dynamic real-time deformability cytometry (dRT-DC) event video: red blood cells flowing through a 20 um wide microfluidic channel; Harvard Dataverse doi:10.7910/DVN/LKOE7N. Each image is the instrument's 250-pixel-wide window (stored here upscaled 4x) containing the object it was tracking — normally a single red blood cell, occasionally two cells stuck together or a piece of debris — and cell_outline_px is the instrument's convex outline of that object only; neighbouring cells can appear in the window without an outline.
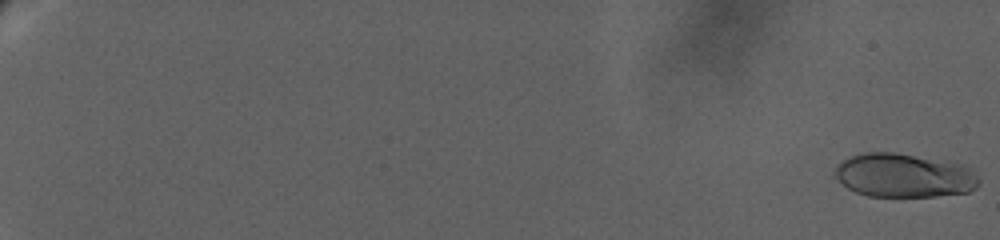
{"species": "human", "species_latin": "Homo sapiens", "temperature_condition": "warm", "stored_images_in_passage": 105, "camera_frame_rate_fps": 3000, "um_per_image_px": 0.085, "donor": {"sex": "female"}, "frame": {"image": 1, "passage_image": 1, "time_ms": 0.0, "image_size_px": [1000, 240], "cell_outline_px": [[980, 184], [976, 188], [968, 192], [936, 196], [868, 196], [856, 192], [848, 188], [832, 176], [832, 172], [836, 164], [860, 152], [892, 152], [964, 164], [980, 180]], "centroid_in_image_um": [76.79, 14.91], "position_along_channel_um": 8.2, "area_um2": 36.88}}
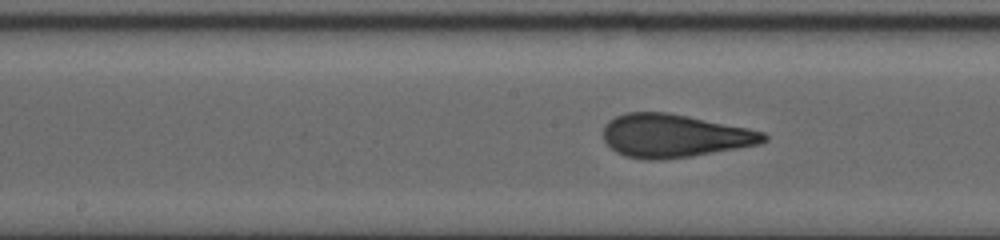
{"frame": {"image": 2, "passage_image": 56, "time_ms": 15.0, "image_size_px": [1000, 240], "cell_outline_px": [[768, 140], [760, 144], [692, 156], [660, 160], [644, 160], [624, 156], [616, 152], [604, 140], [604, 124], [608, 120], [616, 116], [628, 112], [668, 112], [748, 128], [764, 132], [768, 136]], "centroid_in_image_um": [57.31, 11.54], "position_along_channel_um": 190.9, "area_um2": 40.46}}
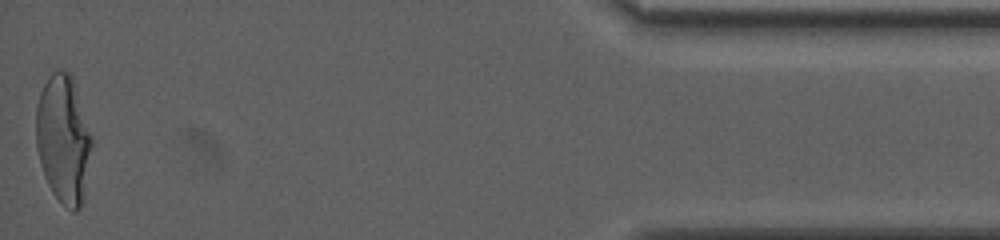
{"frame": {"image": 3, "passage_image": 105, "time_ms": 25.333, "image_size_px": [1000, 240], "cell_outline_px": [[92, 144], [84, 200], [80, 208], [76, 212], [72, 212], [52, 192], [44, 176], [40, 164], [36, 148], [36, 108], [40, 92], [44, 84], [52, 72], [68, 72], [72, 76], [92, 140]], "centroid_in_image_um": [5.38, 11.89], "position_along_channel_um": 429.8, "area_um2": 41.27}, "authors_computed_cell_mechanics": {"area_um2": 39.1306, "velocity_mm_per_s": 2.9322, "shape_relaxation_time_tau1_ms": 6.4182, "shape_relaxation_time_tau2_ms": null, "deformation_change_tau1": 0.237, "deformation_change_tau2": null}}